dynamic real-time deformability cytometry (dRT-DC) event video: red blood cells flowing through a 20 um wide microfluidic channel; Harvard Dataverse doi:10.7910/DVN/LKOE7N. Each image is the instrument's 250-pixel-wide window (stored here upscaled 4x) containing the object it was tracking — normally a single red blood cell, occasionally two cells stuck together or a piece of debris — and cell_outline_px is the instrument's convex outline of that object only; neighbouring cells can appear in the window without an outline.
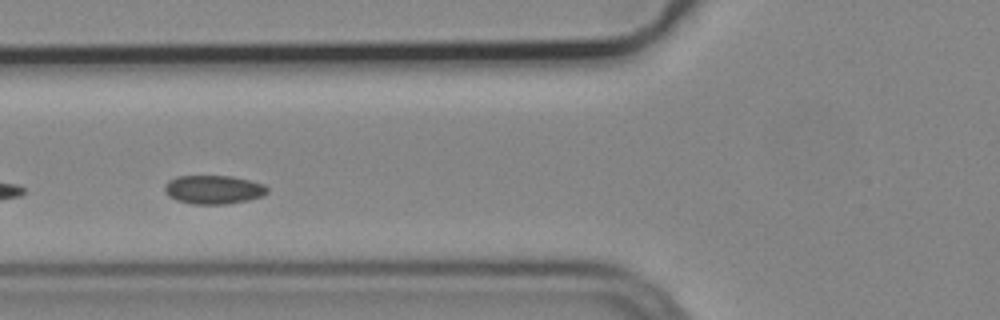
{"species": "common noctule bat (a hibernating species)", "species_latin": "Nyctalus noctula", "temperature_condition": "cold", "stored_images_in_passage": 5, "camera_frame_rate_fps": 3000, "um_per_image_px": 0.085, "animal": {"sex": "male", "body_mass_g": 19.2, "forearm_length_mm": 51.8}, "frame": {"image": 1, "passage_image": 3, "time_ms": 0.667, "image_size_px": [1000, 320], "cell_outline_px": [[268, 192], [264, 196], [248, 200], [224, 204], [192, 204], [176, 200], [168, 196], [164, 192], [164, 184], [168, 180], [176, 176], [232, 176], [264, 184], [268, 188]], "centroid_in_image_um": [18.12, 16.11], "position_along_channel_um": 107.7, "area_um2": 17.34}}
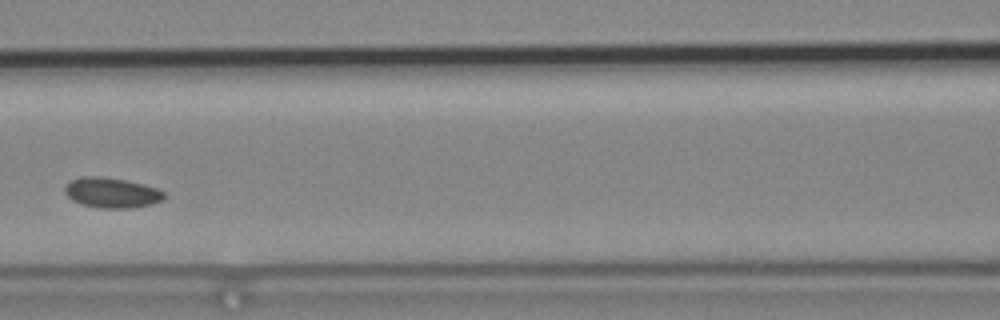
{"frame": {"image": 2, "passage_image": 4, "time_ms": 1.0, "image_size_px": [1000, 320], "cell_outline_px": [[164, 200], [152, 204], [132, 208], [100, 208], [84, 204], [72, 200], [64, 192], [64, 184], [72, 180], [84, 176], [104, 176], [124, 180], [156, 188], [164, 192]], "centroid_in_image_um": [9.48, 16.38], "position_along_channel_um": 157.1, "area_um2": 17.4}}
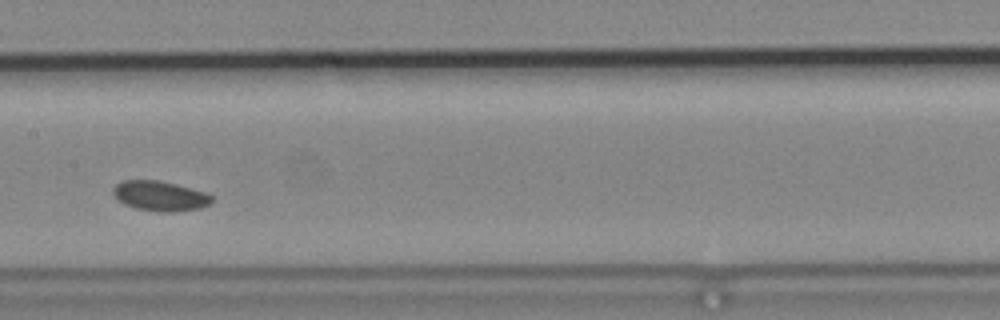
{"frame": {"image": 3, "passage_image": 5, "time_ms": 1.333, "image_size_px": [1000, 320], "cell_outline_px": [[212, 200], [208, 204], [200, 208], [172, 212], [160, 212], [136, 208], [124, 204], [112, 192], [112, 188], [116, 184], [124, 180], [160, 180], [176, 184], [204, 192], [212, 196]], "centroid_in_image_um": [13.58, 16.65], "position_along_channel_um": 193.8, "area_um2": 17.05}}